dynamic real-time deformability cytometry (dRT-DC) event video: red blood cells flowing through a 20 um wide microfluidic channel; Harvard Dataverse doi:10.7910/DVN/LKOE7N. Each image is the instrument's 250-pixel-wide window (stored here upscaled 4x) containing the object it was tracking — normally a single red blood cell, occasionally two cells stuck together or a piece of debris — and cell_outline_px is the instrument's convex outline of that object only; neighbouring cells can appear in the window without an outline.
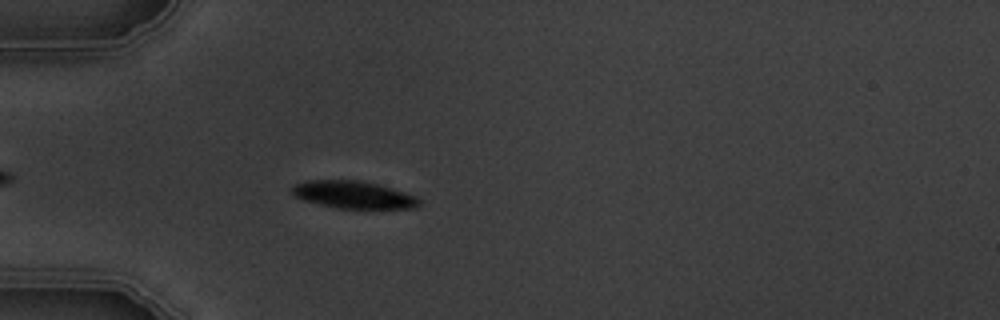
{"species": "common noctule bat (a hibernating species)", "species_latin": "Nyctalus noctula", "temperature_condition": "warm", "stored_images_in_passage": 5, "camera_frame_rate_fps": 3000, "um_per_image_px": 0.085, "animal": {"sex": "male", "body_mass_g": 19.5, "forearm_length_mm": 54.6}, "frame": {"image": 1, "passage_image": 5, "time_ms": 5.0, "image_size_px": [1000, 320], "cell_outline_px": [[420, 204], [416, 208], [336, 208], [304, 200], [296, 196], [292, 192], [292, 184], [308, 180], [360, 180], [392, 188], [416, 196], [420, 200]], "centroid_in_image_um": [30.04, 16.54], "position_along_channel_um": 55.0, "area_um2": 20.17}}